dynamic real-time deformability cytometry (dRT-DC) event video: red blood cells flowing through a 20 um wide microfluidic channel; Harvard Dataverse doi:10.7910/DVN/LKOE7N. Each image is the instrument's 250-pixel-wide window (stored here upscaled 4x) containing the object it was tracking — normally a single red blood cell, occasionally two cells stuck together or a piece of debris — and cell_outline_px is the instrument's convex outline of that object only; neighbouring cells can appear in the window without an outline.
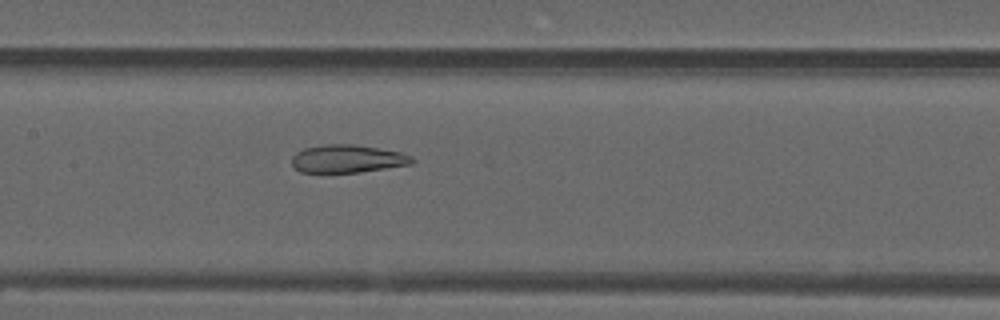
{"species": "common noctule bat (a hibernating species)", "species_latin": "Nyctalus noctula", "temperature_condition": "warm", "stored_images_in_passage": 54, "camera_frame_rate_fps": 3000, "um_per_image_px": 0.085, "animal": {"sex": "male", "forearm_length_mm": 52.5}, "frame": {"image": 1, "passage_image": 26, "time_ms": 8.333, "image_size_px": [1000, 320], "cell_outline_px": [[416, 160], [412, 164], [360, 172], [300, 172], [292, 164], [292, 156], [296, 152], [304, 148], [324, 144], [352, 144], [400, 152], [412, 156]], "centroid_in_image_um": [29.53, 13.49], "position_along_channel_um": 177.9, "area_um2": 19.48}}
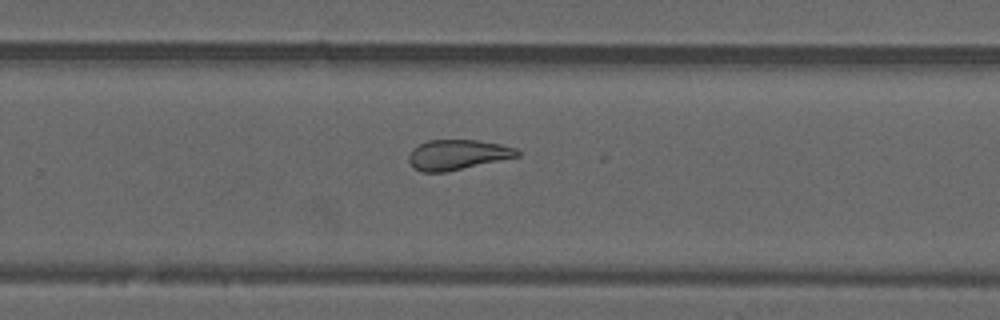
{"frame": {"image": 2, "passage_image": 35, "time_ms": 11.333, "image_size_px": [1000, 320], "cell_outline_px": [[520, 156], [444, 172], [420, 172], [412, 168], [408, 160], [408, 156], [412, 148], [428, 140], [476, 140], [500, 144], [516, 148], [520, 152]], "centroid_in_image_um": [38.85, 13.15], "position_along_channel_um": 291.0, "area_um2": 19.02}}
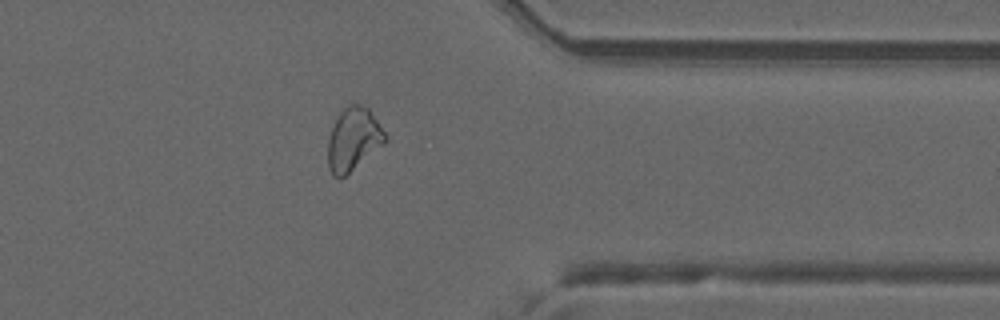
{"frame": {"image": 3, "passage_image": 43, "time_ms": 14.0, "image_size_px": [1000, 320], "cell_outline_px": [[388, 140], [384, 144], [340, 180], [332, 176], [328, 168], [328, 136], [340, 112], [348, 104], [360, 104], [368, 108], [388, 136]], "centroid_in_image_um": [30.03, 11.86], "position_along_channel_um": 381.4, "area_um2": 21.1}, "authors_computed_cell_mechanics": {"area_um2": 23.0044, "velocity_mm_per_s": 3.7835, "shape_relaxation_time_tau1_ms": null, "shape_relaxation_time_tau2_ms": 2.6358, "deformation_change_tau1": null, "deformation_change_tau2": 0.1084}}